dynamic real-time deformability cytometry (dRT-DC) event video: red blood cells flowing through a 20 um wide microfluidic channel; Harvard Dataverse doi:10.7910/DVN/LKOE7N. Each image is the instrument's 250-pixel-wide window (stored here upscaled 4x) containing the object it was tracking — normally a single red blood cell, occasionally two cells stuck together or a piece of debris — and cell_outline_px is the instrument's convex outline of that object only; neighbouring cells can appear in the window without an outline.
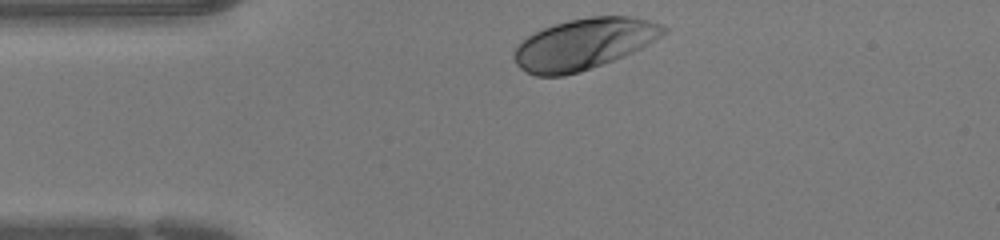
{"species": "human", "species_latin": "Homo sapiens", "temperature_condition": "warm", "stored_images_in_passage": 27, "camera_frame_rate_fps": 3000, "um_per_image_px": 0.085, "donor": {"sex": "female"}, "frame": {"image": 1, "passage_image": 1, "time_ms": 0.0, "image_size_px": [1000, 240], "cell_outline_px": [[668, 32], [648, 44], [624, 56], [580, 72], [564, 76], [536, 76], [520, 68], [516, 64], [512, 56], [512, 52], [528, 36], [544, 28], [568, 20], [592, 16], [632, 16], [648, 20], [660, 24], [668, 28]], "centroid_in_image_um": [49.64, 3.74], "position_along_channel_um": 35.4, "area_um2": 44.22}}
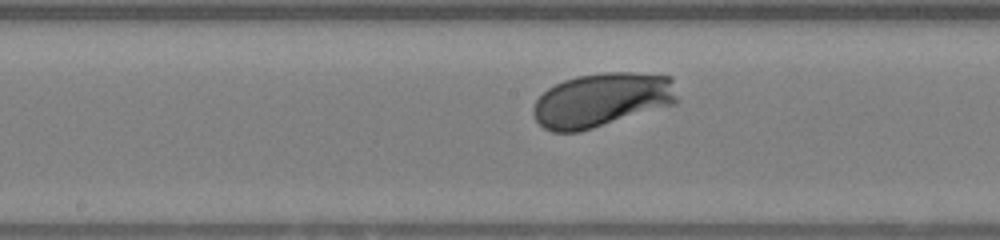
{"frame": {"image": 2, "passage_image": 14, "time_ms": 4.333, "image_size_px": [1000, 240], "cell_outline_px": [[676, 104], [580, 132], [552, 132], [544, 128], [536, 120], [532, 112], [532, 108], [536, 100], [548, 88], [564, 80], [576, 76], [604, 72], [632, 72], [672, 76], [676, 96]], "centroid_in_image_um": [51.15, 8.5], "position_along_channel_um": 197.1, "area_um2": 45.55}}
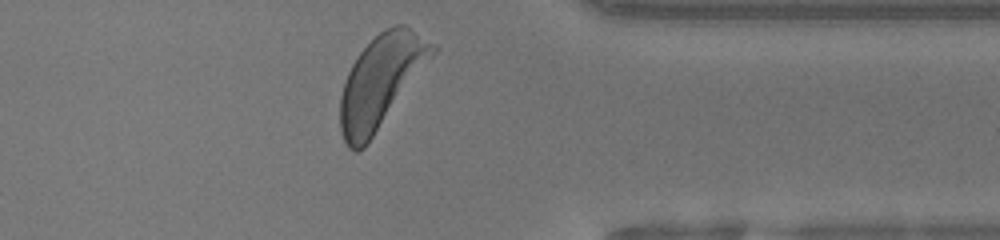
{"frame": {"image": 3, "passage_image": 27, "time_ms": 8.667, "image_size_px": [1000, 240], "cell_outline_px": [[436, 52], [368, 144], [364, 148], [356, 152], [348, 148], [340, 132], [340, 96], [344, 80], [352, 64], [360, 52], [384, 28], [396, 24], [404, 24], [436, 44]], "centroid_in_image_um": [32.36, 6.93], "position_along_channel_um": 379.0, "area_um2": 49.3}}